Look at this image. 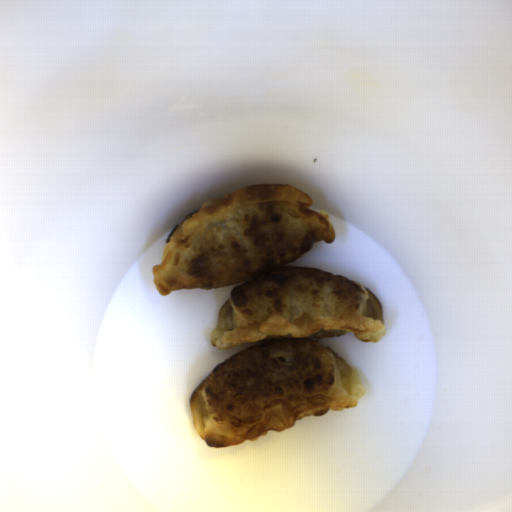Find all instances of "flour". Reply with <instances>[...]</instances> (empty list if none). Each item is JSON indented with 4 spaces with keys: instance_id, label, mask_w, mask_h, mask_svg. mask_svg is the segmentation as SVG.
Returning <instances> with one entry per match:
<instances>
[{
    "instance_id": "c2a2500e",
    "label": "flour",
    "mask_w": 512,
    "mask_h": 512,
    "mask_svg": "<svg viewBox=\"0 0 512 512\" xmlns=\"http://www.w3.org/2000/svg\"><path fill=\"white\" fill-rule=\"evenodd\" d=\"M289 184L248 185L205 200L169 232L151 268L162 297L178 290H230L210 344L233 350L189 399L192 427L209 448L237 447L296 420L356 408L366 395L358 368L322 338L387 334L379 299L364 284L321 268L285 266L315 243H333L326 210ZM250 280V281H248Z\"/></svg>"
}]
</instances>
